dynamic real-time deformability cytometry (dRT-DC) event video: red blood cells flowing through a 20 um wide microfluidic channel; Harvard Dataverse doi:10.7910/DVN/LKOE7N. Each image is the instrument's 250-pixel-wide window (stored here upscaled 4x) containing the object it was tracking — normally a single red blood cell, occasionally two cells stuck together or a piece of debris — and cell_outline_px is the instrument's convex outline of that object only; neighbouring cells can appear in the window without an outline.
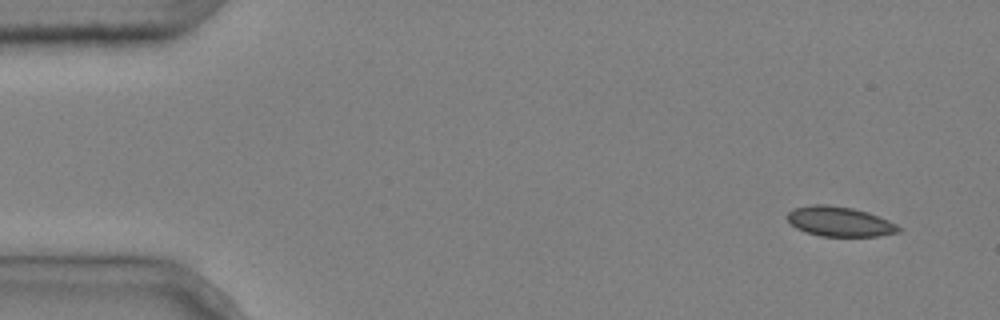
{"species": "common noctule bat (a hibernating species)", "species_latin": "Nyctalus noctula", "temperature_condition": "cold", "stored_images_in_passage": 6, "camera_frame_rate_fps": 3000, "um_per_image_px": 0.085, "animal": {"sex": "male", "body_mass_g": 20.4}, "frame": {"image": 1, "passage_image": 1, "time_ms": 0.0, "image_size_px": [1000, 320], "cell_outline_px": [[904, 228], [900, 232], [880, 236], [820, 236], [796, 228], [788, 220], [788, 212], [792, 208], [808, 204], [828, 204], [852, 208], [868, 212], [888, 220]], "centroid_in_image_um": [71.39, 18.82], "position_along_channel_um": 13.6, "area_um2": 19.48}}
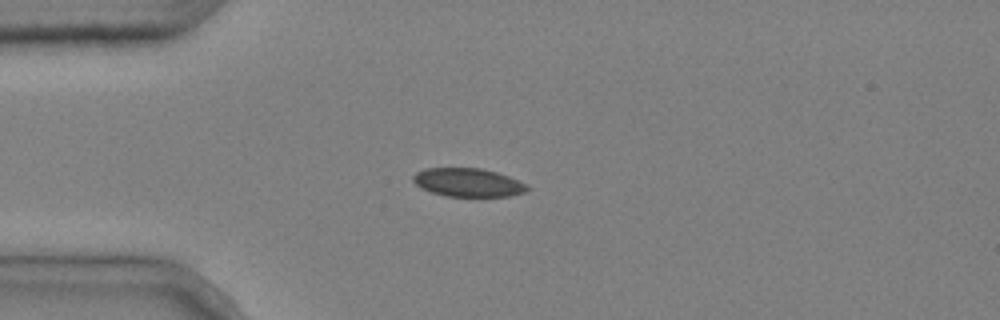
{"frame": {"image": 2, "passage_image": 4, "time_ms": 1.0, "image_size_px": [1000, 320], "cell_outline_px": [[532, 188], [528, 192], [512, 196], [444, 196], [420, 188], [412, 180], [412, 176], [416, 172], [424, 168], [480, 168], [496, 172], [508, 176], [528, 184]], "centroid_in_image_um": [39.82, 15.51], "position_along_channel_um": 45.2, "area_um2": 19.19}}
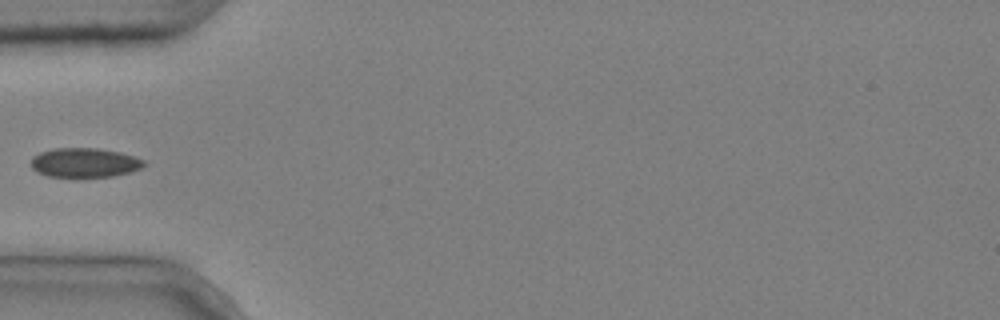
{"frame": {"image": 3, "passage_image": 5, "time_ms": 1.333, "image_size_px": [1000, 320], "cell_outline_px": [[148, 164], [140, 168], [128, 172], [112, 176], [48, 176], [36, 172], [32, 168], [32, 156], [40, 152], [52, 148], [96, 148], [120, 152], [144, 160]], "centroid_in_image_um": [7.17, 13.81], "position_along_channel_um": 77.8, "area_um2": 19.13}}